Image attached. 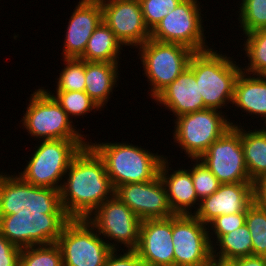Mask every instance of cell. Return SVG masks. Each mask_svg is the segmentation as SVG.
<instances>
[{"label":"cell","mask_w":266,"mask_h":266,"mask_svg":"<svg viewBox=\"0 0 266 266\" xmlns=\"http://www.w3.org/2000/svg\"><path fill=\"white\" fill-rule=\"evenodd\" d=\"M68 22L62 58H79L96 27L102 21L100 0H79Z\"/></svg>","instance_id":"d6986e66"},{"label":"cell","mask_w":266,"mask_h":266,"mask_svg":"<svg viewBox=\"0 0 266 266\" xmlns=\"http://www.w3.org/2000/svg\"><path fill=\"white\" fill-rule=\"evenodd\" d=\"M94 142L89 140L88 145L103 160L114 189L122 184L154 180L159 176L161 163L167 157L162 152L153 153L127 141Z\"/></svg>","instance_id":"7a4b0ae2"},{"label":"cell","mask_w":266,"mask_h":266,"mask_svg":"<svg viewBox=\"0 0 266 266\" xmlns=\"http://www.w3.org/2000/svg\"><path fill=\"white\" fill-rule=\"evenodd\" d=\"M203 7L198 0H182L150 32V38L164 43L181 44L194 52L212 48L205 36L207 32H204L206 26L203 22L206 19L203 20L204 15L201 14Z\"/></svg>","instance_id":"9c48e42d"},{"label":"cell","mask_w":266,"mask_h":266,"mask_svg":"<svg viewBox=\"0 0 266 266\" xmlns=\"http://www.w3.org/2000/svg\"><path fill=\"white\" fill-rule=\"evenodd\" d=\"M244 43H240L247 57L245 67H241L242 71L252 75H266V29L254 30L246 35Z\"/></svg>","instance_id":"4316f807"},{"label":"cell","mask_w":266,"mask_h":266,"mask_svg":"<svg viewBox=\"0 0 266 266\" xmlns=\"http://www.w3.org/2000/svg\"><path fill=\"white\" fill-rule=\"evenodd\" d=\"M172 217L141 221L135 249L145 266H174Z\"/></svg>","instance_id":"e0dca14e"},{"label":"cell","mask_w":266,"mask_h":266,"mask_svg":"<svg viewBox=\"0 0 266 266\" xmlns=\"http://www.w3.org/2000/svg\"><path fill=\"white\" fill-rule=\"evenodd\" d=\"M245 222L246 212L220 215L215 218L207 225L211 244L213 245L222 235L231 233L232 231L242 227L245 225Z\"/></svg>","instance_id":"e575fe53"},{"label":"cell","mask_w":266,"mask_h":266,"mask_svg":"<svg viewBox=\"0 0 266 266\" xmlns=\"http://www.w3.org/2000/svg\"><path fill=\"white\" fill-rule=\"evenodd\" d=\"M21 248L9 242L0 232V266H20Z\"/></svg>","instance_id":"8d00e7d4"},{"label":"cell","mask_w":266,"mask_h":266,"mask_svg":"<svg viewBox=\"0 0 266 266\" xmlns=\"http://www.w3.org/2000/svg\"><path fill=\"white\" fill-rule=\"evenodd\" d=\"M30 94L29 103L24 108L19 124L27 135L34 137V141L55 139H87L84 131L74 125L55 98L45 89L37 87ZM82 131V132H81ZM88 136V137H86Z\"/></svg>","instance_id":"5b68a950"},{"label":"cell","mask_w":266,"mask_h":266,"mask_svg":"<svg viewBox=\"0 0 266 266\" xmlns=\"http://www.w3.org/2000/svg\"><path fill=\"white\" fill-rule=\"evenodd\" d=\"M188 67L195 75L207 109H231L228 104L233 102L235 82L242 71V64H237L229 54L210 48L194 52Z\"/></svg>","instance_id":"3957f363"},{"label":"cell","mask_w":266,"mask_h":266,"mask_svg":"<svg viewBox=\"0 0 266 266\" xmlns=\"http://www.w3.org/2000/svg\"><path fill=\"white\" fill-rule=\"evenodd\" d=\"M137 49L143 75L150 85L148 95L152 100L188 68L194 53L187 46L159 42L151 38Z\"/></svg>","instance_id":"8992f818"},{"label":"cell","mask_w":266,"mask_h":266,"mask_svg":"<svg viewBox=\"0 0 266 266\" xmlns=\"http://www.w3.org/2000/svg\"><path fill=\"white\" fill-rule=\"evenodd\" d=\"M232 126L241 125V144L244 152L245 165L252 182L266 175V131L261 128L251 130L241 122L230 121ZM249 128V129H247Z\"/></svg>","instance_id":"cb8c5ba5"},{"label":"cell","mask_w":266,"mask_h":266,"mask_svg":"<svg viewBox=\"0 0 266 266\" xmlns=\"http://www.w3.org/2000/svg\"><path fill=\"white\" fill-rule=\"evenodd\" d=\"M114 191L103 160L89 145L72 159L59 190L70 219H87Z\"/></svg>","instance_id":"6da1fadb"},{"label":"cell","mask_w":266,"mask_h":266,"mask_svg":"<svg viewBox=\"0 0 266 266\" xmlns=\"http://www.w3.org/2000/svg\"><path fill=\"white\" fill-rule=\"evenodd\" d=\"M253 202V182L220 184L215 193L200 201L193 215L208 225L220 215L246 212Z\"/></svg>","instance_id":"ac0fdd59"},{"label":"cell","mask_w":266,"mask_h":266,"mask_svg":"<svg viewBox=\"0 0 266 266\" xmlns=\"http://www.w3.org/2000/svg\"><path fill=\"white\" fill-rule=\"evenodd\" d=\"M168 158L170 157H166L162 161L159 176L166 189L170 207L175 215H193L197 211L200 201L194 188L191 173L184 166L174 170L171 168V160Z\"/></svg>","instance_id":"44dd1931"},{"label":"cell","mask_w":266,"mask_h":266,"mask_svg":"<svg viewBox=\"0 0 266 266\" xmlns=\"http://www.w3.org/2000/svg\"><path fill=\"white\" fill-rule=\"evenodd\" d=\"M254 202L266 208V175L253 182Z\"/></svg>","instance_id":"74e56055"},{"label":"cell","mask_w":266,"mask_h":266,"mask_svg":"<svg viewBox=\"0 0 266 266\" xmlns=\"http://www.w3.org/2000/svg\"><path fill=\"white\" fill-rule=\"evenodd\" d=\"M0 173V216L16 213L66 214L59 190L25 182L16 171Z\"/></svg>","instance_id":"ba28073f"},{"label":"cell","mask_w":266,"mask_h":266,"mask_svg":"<svg viewBox=\"0 0 266 266\" xmlns=\"http://www.w3.org/2000/svg\"><path fill=\"white\" fill-rule=\"evenodd\" d=\"M114 196L126 204L141 220L168 218L175 215L160 176L149 182L122 184L115 188Z\"/></svg>","instance_id":"2e32d148"},{"label":"cell","mask_w":266,"mask_h":266,"mask_svg":"<svg viewBox=\"0 0 266 266\" xmlns=\"http://www.w3.org/2000/svg\"><path fill=\"white\" fill-rule=\"evenodd\" d=\"M67 214L16 213L0 216V232L13 245L26 248L56 243Z\"/></svg>","instance_id":"8fae6325"},{"label":"cell","mask_w":266,"mask_h":266,"mask_svg":"<svg viewBox=\"0 0 266 266\" xmlns=\"http://www.w3.org/2000/svg\"><path fill=\"white\" fill-rule=\"evenodd\" d=\"M56 243L63 266H104L113 250L87 219H70Z\"/></svg>","instance_id":"30bf717a"},{"label":"cell","mask_w":266,"mask_h":266,"mask_svg":"<svg viewBox=\"0 0 266 266\" xmlns=\"http://www.w3.org/2000/svg\"><path fill=\"white\" fill-rule=\"evenodd\" d=\"M182 0H139L146 27L151 32Z\"/></svg>","instance_id":"836d02e7"},{"label":"cell","mask_w":266,"mask_h":266,"mask_svg":"<svg viewBox=\"0 0 266 266\" xmlns=\"http://www.w3.org/2000/svg\"><path fill=\"white\" fill-rule=\"evenodd\" d=\"M88 139L40 140L33 147L23 171L18 175L27 183L60 190L72 159L88 145ZM38 145V146H37Z\"/></svg>","instance_id":"277c9868"},{"label":"cell","mask_w":266,"mask_h":266,"mask_svg":"<svg viewBox=\"0 0 266 266\" xmlns=\"http://www.w3.org/2000/svg\"><path fill=\"white\" fill-rule=\"evenodd\" d=\"M262 126H264L263 129L266 131V123L264 125H262Z\"/></svg>","instance_id":"60d3db41"},{"label":"cell","mask_w":266,"mask_h":266,"mask_svg":"<svg viewBox=\"0 0 266 266\" xmlns=\"http://www.w3.org/2000/svg\"><path fill=\"white\" fill-rule=\"evenodd\" d=\"M232 105L251 118H262L266 123V75H252L241 71L238 75Z\"/></svg>","instance_id":"7402d4cb"},{"label":"cell","mask_w":266,"mask_h":266,"mask_svg":"<svg viewBox=\"0 0 266 266\" xmlns=\"http://www.w3.org/2000/svg\"><path fill=\"white\" fill-rule=\"evenodd\" d=\"M152 101L172 113L173 117L207 109L196 83L193 71L186 68ZM159 103V104H158Z\"/></svg>","instance_id":"ffe728a7"},{"label":"cell","mask_w":266,"mask_h":266,"mask_svg":"<svg viewBox=\"0 0 266 266\" xmlns=\"http://www.w3.org/2000/svg\"><path fill=\"white\" fill-rule=\"evenodd\" d=\"M252 238V255L266 257V208L253 202L246 211V222Z\"/></svg>","instance_id":"f546056e"},{"label":"cell","mask_w":266,"mask_h":266,"mask_svg":"<svg viewBox=\"0 0 266 266\" xmlns=\"http://www.w3.org/2000/svg\"><path fill=\"white\" fill-rule=\"evenodd\" d=\"M121 63L85 61V92L104 110L118 87Z\"/></svg>","instance_id":"603a6c76"},{"label":"cell","mask_w":266,"mask_h":266,"mask_svg":"<svg viewBox=\"0 0 266 266\" xmlns=\"http://www.w3.org/2000/svg\"><path fill=\"white\" fill-rule=\"evenodd\" d=\"M190 160L194 163L189 164L190 167L187 168V170L191 173L198 200L201 201L202 199L215 193L221 183L203 161L200 159Z\"/></svg>","instance_id":"d6a6232c"},{"label":"cell","mask_w":266,"mask_h":266,"mask_svg":"<svg viewBox=\"0 0 266 266\" xmlns=\"http://www.w3.org/2000/svg\"><path fill=\"white\" fill-rule=\"evenodd\" d=\"M209 263L212 266H238V259H224L218 256L212 255Z\"/></svg>","instance_id":"ab89813d"},{"label":"cell","mask_w":266,"mask_h":266,"mask_svg":"<svg viewBox=\"0 0 266 266\" xmlns=\"http://www.w3.org/2000/svg\"><path fill=\"white\" fill-rule=\"evenodd\" d=\"M174 266H204L212 256L207 225L194 215L172 216Z\"/></svg>","instance_id":"5bb4252c"},{"label":"cell","mask_w":266,"mask_h":266,"mask_svg":"<svg viewBox=\"0 0 266 266\" xmlns=\"http://www.w3.org/2000/svg\"><path fill=\"white\" fill-rule=\"evenodd\" d=\"M199 159L221 184L252 182L244 160L241 125L228 129Z\"/></svg>","instance_id":"4fadbf2b"},{"label":"cell","mask_w":266,"mask_h":266,"mask_svg":"<svg viewBox=\"0 0 266 266\" xmlns=\"http://www.w3.org/2000/svg\"><path fill=\"white\" fill-rule=\"evenodd\" d=\"M123 44L103 22L96 27L87 42L84 53L79 57L85 61L120 63Z\"/></svg>","instance_id":"d4e9b609"},{"label":"cell","mask_w":266,"mask_h":266,"mask_svg":"<svg viewBox=\"0 0 266 266\" xmlns=\"http://www.w3.org/2000/svg\"><path fill=\"white\" fill-rule=\"evenodd\" d=\"M238 266H266V257L264 256H246L238 258Z\"/></svg>","instance_id":"f35d334b"},{"label":"cell","mask_w":266,"mask_h":266,"mask_svg":"<svg viewBox=\"0 0 266 266\" xmlns=\"http://www.w3.org/2000/svg\"><path fill=\"white\" fill-rule=\"evenodd\" d=\"M104 266H144V264L135 250H122L120 252L119 249L112 250Z\"/></svg>","instance_id":"d590c367"},{"label":"cell","mask_w":266,"mask_h":266,"mask_svg":"<svg viewBox=\"0 0 266 266\" xmlns=\"http://www.w3.org/2000/svg\"><path fill=\"white\" fill-rule=\"evenodd\" d=\"M212 255L224 259H238L252 255V238L246 224L222 235L212 245Z\"/></svg>","instance_id":"484cf974"},{"label":"cell","mask_w":266,"mask_h":266,"mask_svg":"<svg viewBox=\"0 0 266 266\" xmlns=\"http://www.w3.org/2000/svg\"><path fill=\"white\" fill-rule=\"evenodd\" d=\"M20 266H63L60 247L51 243L22 248Z\"/></svg>","instance_id":"1f68e13d"},{"label":"cell","mask_w":266,"mask_h":266,"mask_svg":"<svg viewBox=\"0 0 266 266\" xmlns=\"http://www.w3.org/2000/svg\"><path fill=\"white\" fill-rule=\"evenodd\" d=\"M87 220L113 250L136 249L142 220L116 196L102 203Z\"/></svg>","instance_id":"7c38bea8"},{"label":"cell","mask_w":266,"mask_h":266,"mask_svg":"<svg viewBox=\"0 0 266 266\" xmlns=\"http://www.w3.org/2000/svg\"><path fill=\"white\" fill-rule=\"evenodd\" d=\"M60 104L69 118L76 119L85 117L90 112L102 111L98 104L93 101L85 91H50L46 89ZM56 94V95H55Z\"/></svg>","instance_id":"83f0119b"},{"label":"cell","mask_w":266,"mask_h":266,"mask_svg":"<svg viewBox=\"0 0 266 266\" xmlns=\"http://www.w3.org/2000/svg\"><path fill=\"white\" fill-rule=\"evenodd\" d=\"M64 68H61L56 77L55 91H84L85 84V60L80 58H63ZM59 77V78H58Z\"/></svg>","instance_id":"4dcf8cb0"},{"label":"cell","mask_w":266,"mask_h":266,"mask_svg":"<svg viewBox=\"0 0 266 266\" xmlns=\"http://www.w3.org/2000/svg\"><path fill=\"white\" fill-rule=\"evenodd\" d=\"M102 20L124 47L136 49L150 39L139 0H100Z\"/></svg>","instance_id":"9a60e30c"},{"label":"cell","mask_w":266,"mask_h":266,"mask_svg":"<svg viewBox=\"0 0 266 266\" xmlns=\"http://www.w3.org/2000/svg\"><path fill=\"white\" fill-rule=\"evenodd\" d=\"M228 116L224 111L204 109L173 118V143H176V148H181V153L184 151L187 159H199L232 127Z\"/></svg>","instance_id":"52a82bcc"},{"label":"cell","mask_w":266,"mask_h":266,"mask_svg":"<svg viewBox=\"0 0 266 266\" xmlns=\"http://www.w3.org/2000/svg\"><path fill=\"white\" fill-rule=\"evenodd\" d=\"M237 15L238 27L242 35H246L254 30L266 29V0H241ZM241 3V4H240Z\"/></svg>","instance_id":"f1b7e54d"}]
</instances>
